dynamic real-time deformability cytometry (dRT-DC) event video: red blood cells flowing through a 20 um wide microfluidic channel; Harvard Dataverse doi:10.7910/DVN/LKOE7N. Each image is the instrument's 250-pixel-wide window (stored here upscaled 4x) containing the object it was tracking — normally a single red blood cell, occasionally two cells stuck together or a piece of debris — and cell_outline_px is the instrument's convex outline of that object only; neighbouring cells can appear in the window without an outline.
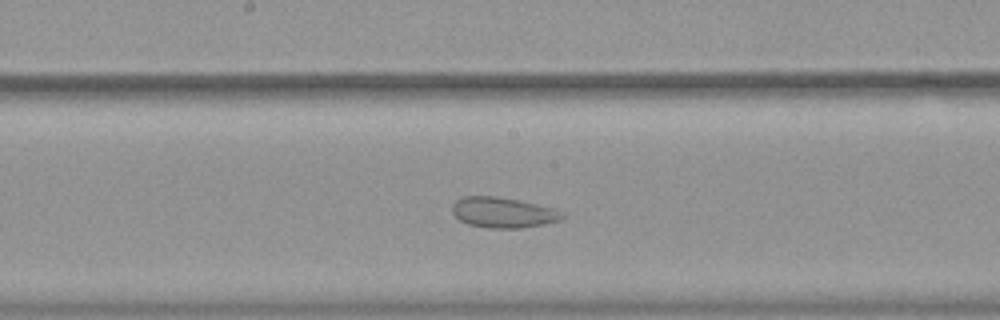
{"species": "common noctule bat (a hibernating species)", "species_latin": "Nyctalus noctula", "temperature_condition": "warm", "stored_images_in_passage": 47, "camera_frame_rate_fps": 3000, "um_per_image_px": 0.085, "animal": {"sex": "female", "body_mass_g": 19.9}, "frame": {"image": 1, "passage_image": 23, "time_ms": 7.333, "image_size_px": [1000, 320], "cell_outline_px": [[568, 216], [560, 220], [520, 228], [488, 228], [468, 224], [460, 220], [452, 212], [452, 204], [456, 200], [464, 196], [496, 196], [520, 200], [556, 208]], "centroid_in_image_um": [42.78, 18.05], "position_along_channel_um": 205.4, "area_um2": 19.65}}
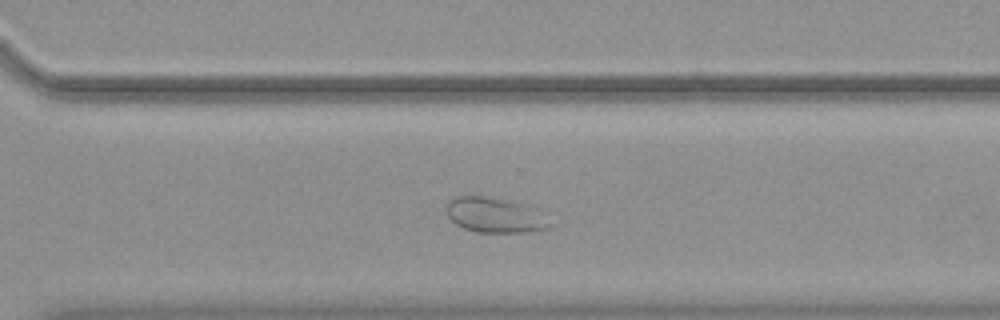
{"frame": {"image": 2, "passage_image": 33, "time_ms": 10.667, "image_size_px": [1000, 320], "cell_outline_px": [[556, 224], [548, 228], [528, 232], [476, 232], [464, 228], [456, 224], [448, 216], [448, 200], [456, 196], [484, 196], [512, 200], [528, 204]], "centroid_in_image_um": [42.13, 18.28], "position_along_channel_um": 328.5, "area_um2": 21.39}}
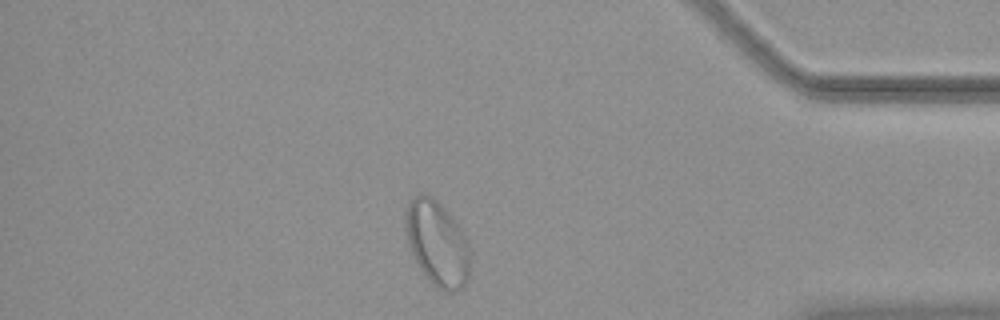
{"frame": {"image": 3, "passage_image": 41, "time_ms": 13.333, "image_size_px": [1000, 320], "cell_outline_px": [[468, 280], [456, 292], [444, 292], [436, 288], [424, 276], [408, 244], [404, 212], [404, 208], [408, 200], [412, 196], [420, 192], [424, 192], [432, 196], [444, 208], [456, 224], [464, 236], [468, 248]], "centroid_in_image_um": [37.1, 20.66], "position_along_channel_um": 398.1, "area_um2": 31.85}}